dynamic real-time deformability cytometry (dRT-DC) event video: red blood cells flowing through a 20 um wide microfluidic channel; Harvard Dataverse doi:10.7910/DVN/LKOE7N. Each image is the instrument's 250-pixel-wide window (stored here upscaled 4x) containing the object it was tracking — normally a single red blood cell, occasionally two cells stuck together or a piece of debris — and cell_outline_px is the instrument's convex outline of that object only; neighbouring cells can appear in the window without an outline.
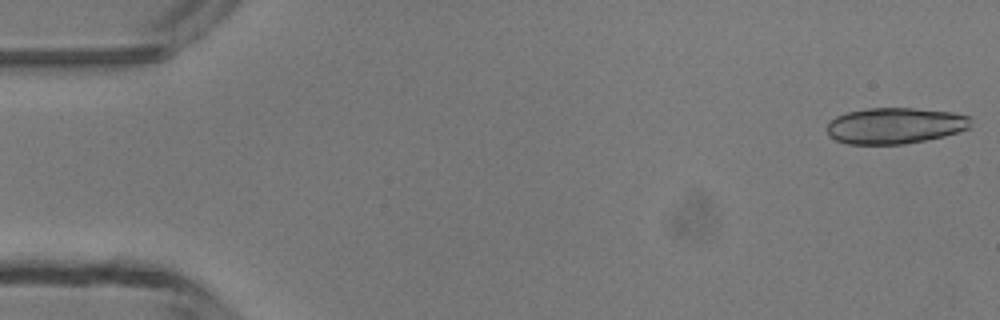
{"species": "common noctule bat (a hibernating species)", "species_latin": "Nyctalus noctula", "temperature_condition": "room temperature", "stored_images_in_passage": 5, "camera_frame_rate_fps": 3000, "um_per_image_px": 0.085, "animal": {"sex": "male", "body_mass_g": 13.3}, "frame": {"image": 1, "passage_image": 1, "time_ms": 0.0, "image_size_px": [1000, 320], "cell_outline_px": [[972, 116], [968, 128], [944, 136], [904, 144], [848, 144], [836, 140], [828, 136], [828, 124], [836, 116], [848, 112], [868, 108], [912, 108], [952, 112]], "centroid_in_image_um": [76.07, 10.68], "position_along_channel_um": 8.9, "area_um2": 30.11}}